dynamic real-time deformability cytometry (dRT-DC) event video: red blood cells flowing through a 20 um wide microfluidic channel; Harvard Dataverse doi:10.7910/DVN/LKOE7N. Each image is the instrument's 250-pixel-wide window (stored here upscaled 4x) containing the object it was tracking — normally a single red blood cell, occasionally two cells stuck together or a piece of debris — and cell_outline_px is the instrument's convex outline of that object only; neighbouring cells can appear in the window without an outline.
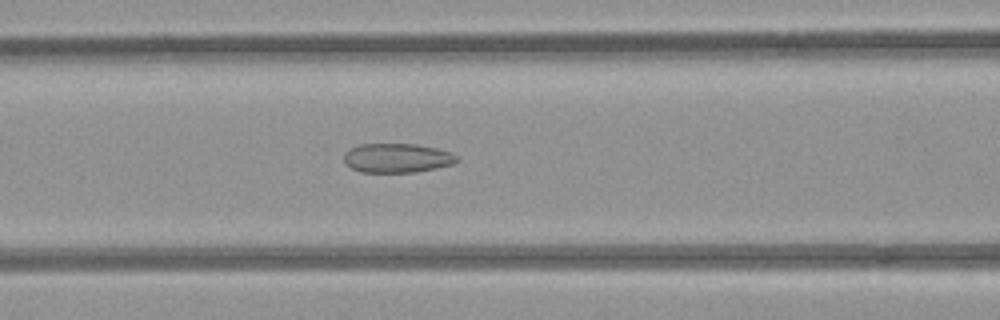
{"species": "common noctule bat (a hibernating species)", "species_latin": "Nyctalus noctula", "temperature_condition": "room temperature", "stored_images_in_passage": 53, "camera_frame_rate_fps": 3000, "um_per_image_px": 0.085, "animal": {"sex": "female", "body_mass_g": 21.9}, "frame": {"image": 1, "passage_image": 22, "time_ms": 7.0, "image_size_px": [1000, 320], "cell_outline_px": [[460, 160], [452, 164], [436, 168], [416, 172], [360, 172], [344, 164], [344, 152], [360, 144], [416, 144], [436, 148], [452, 152]], "centroid_in_image_um": [33.75, 13.43], "position_along_channel_um": 132.9, "area_um2": 19.31}}
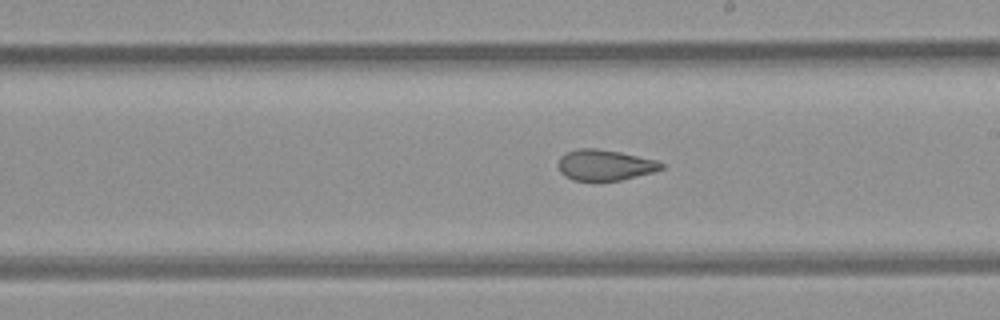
{"frame": {"image": 2, "passage_image": 30, "time_ms": 9.667, "image_size_px": [1000, 320], "cell_outline_px": [[664, 168], [652, 172], [620, 180], [572, 180], [564, 176], [560, 172], [556, 164], [560, 156], [568, 152], [580, 148], [596, 148], [620, 152], [656, 160], [664, 164]], "centroid_in_image_um": [51.37, 14.02], "position_along_channel_um": 237.6, "area_um2": 18.44}}
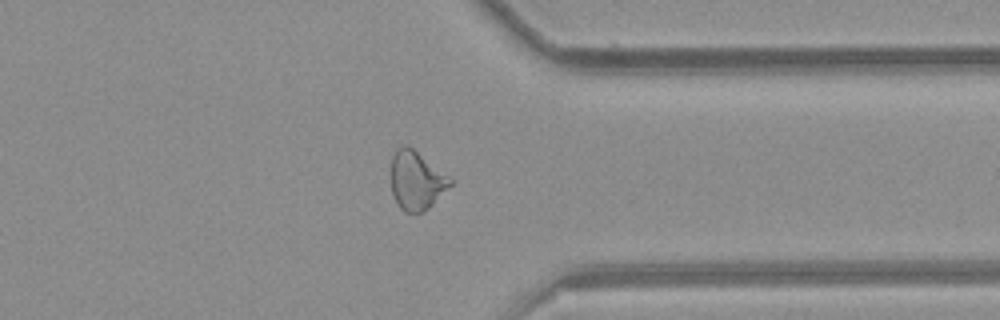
{"frame": {"image": 3, "passage_image": 41, "time_ms": 13.333, "image_size_px": [1000, 320], "cell_outline_px": [[456, 180], [428, 208], [420, 212], [404, 212], [400, 208], [392, 192], [388, 176], [392, 156], [396, 148], [400, 144], [404, 144], [412, 148]], "centroid_in_image_um": [35.36, 15.3], "position_along_channel_um": 376.0, "area_um2": 20.69}, "authors_computed_cell_mechanics": {"area_um2": 21.5594, "velocity_mm_per_s": 3.9257, "shape_relaxation_time_tau1_ms": null, "shape_relaxation_time_tau2_ms": 1.7619, "deformation_change_tau1": null, "deformation_change_tau2": 0.0853}}